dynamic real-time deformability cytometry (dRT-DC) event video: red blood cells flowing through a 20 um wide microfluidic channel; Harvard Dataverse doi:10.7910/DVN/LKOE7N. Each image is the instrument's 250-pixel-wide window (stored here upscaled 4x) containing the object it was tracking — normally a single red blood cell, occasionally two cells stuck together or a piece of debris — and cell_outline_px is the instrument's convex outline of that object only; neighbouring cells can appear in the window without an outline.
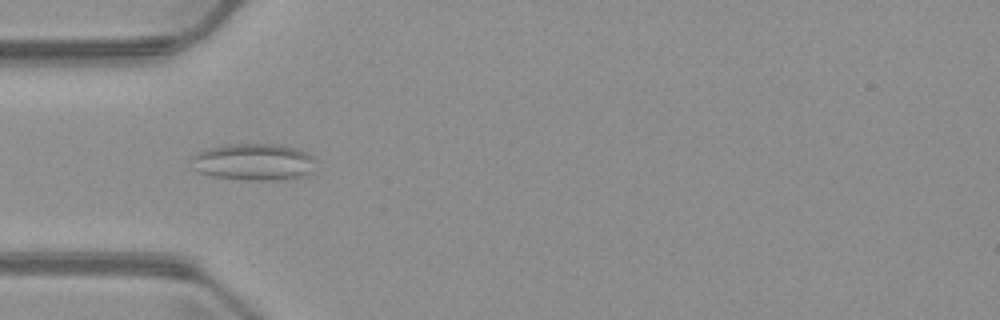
{"species": "common noctule bat (a hibernating species)", "species_latin": "Nyctalus noctula", "temperature_condition": "warm", "stored_images_in_passage": 5, "camera_frame_rate_fps": 3000, "um_per_image_px": 0.085, "animal": {"sex": "male", "body_mass_g": 23.1, "forearm_length_mm": 52.7}, "frame": {"image": 1, "passage_image": 3, "time_ms": 3.333, "image_size_px": [1000, 320], "cell_outline_px": [[316, 160], [312, 172], [308, 176], [284, 180], [244, 180], [212, 176], [200, 172], [192, 168], [192, 156], [196, 152], [208, 148], [224, 144], [280, 144], [300, 148], [308, 152]], "centroid_in_image_um": [21.62, 13.76], "position_along_channel_um": 63.4, "area_um2": 27.4}}
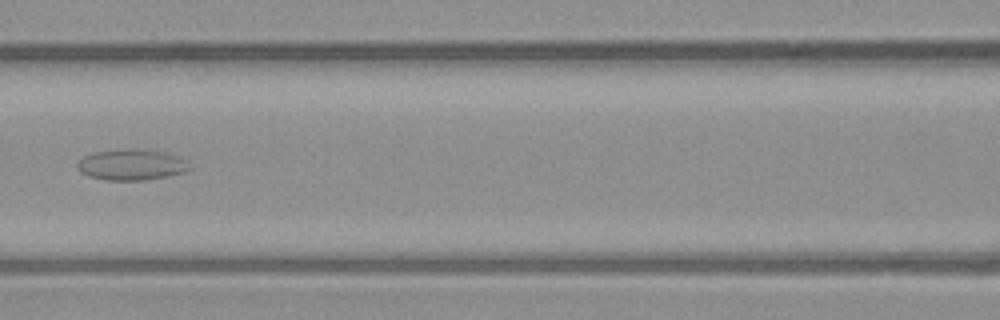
{"frame": {"image": 2, "passage_image": 5, "time_ms": 5.667, "image_size_px": [1000, 320], "cell_outline_px": [[192, 168], [184, 172], [168, 176], [148, 180], [108, 180], [88, 176], [80, 172], [76, 168], [76, 164], [84, 156], [92, 152], [128, 148], [136, 148], [168, 152], [180, 156], [188, 160]], "centroid_in_image_um": [11.22, 13.98], "position_along_channel_um": 155.4, "area_um2": 20.75}}